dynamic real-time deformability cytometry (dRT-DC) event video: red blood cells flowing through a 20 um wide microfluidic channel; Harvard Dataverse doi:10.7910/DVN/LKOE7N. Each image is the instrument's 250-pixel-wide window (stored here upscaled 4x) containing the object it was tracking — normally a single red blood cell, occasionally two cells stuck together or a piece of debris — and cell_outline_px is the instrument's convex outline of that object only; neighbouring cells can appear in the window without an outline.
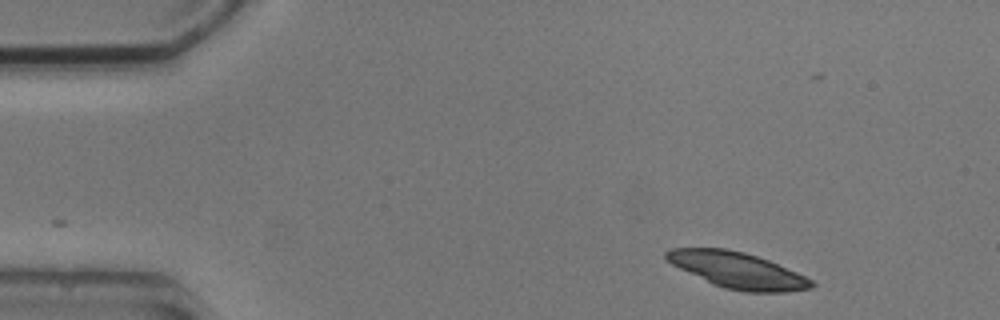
{"species": "common noctule bat (a hibernating species)", "species_latin": "Nyctalus noctula", "temperature_condition": "cold", "stored_images_in_passage": 2, "camera_frame_rate_fps": 3000, "um_per_image_px": 0.085, "animal": {"sex": "male", "body_mass_g": 20.5, "forearm_length_mm": 52.5}, "frame": {"image": 1, "passage_image": 2, "time_ms": 1.333, "image_size_px": [1000, 320], "cell_outline_px": [[816, 284], [812, 288], [784, 292], [744, 292], [724, 288], [712, 284], [672, 264], [664, 256], [664, 252], [668, 248], [724, 248], [744, 252], [768, 260], [796, 272], [812, 280]], "centroid_in_image_um": [62.67, 22.97], "position_along_channel_um": 22.3, "area_um2": 30.29}}